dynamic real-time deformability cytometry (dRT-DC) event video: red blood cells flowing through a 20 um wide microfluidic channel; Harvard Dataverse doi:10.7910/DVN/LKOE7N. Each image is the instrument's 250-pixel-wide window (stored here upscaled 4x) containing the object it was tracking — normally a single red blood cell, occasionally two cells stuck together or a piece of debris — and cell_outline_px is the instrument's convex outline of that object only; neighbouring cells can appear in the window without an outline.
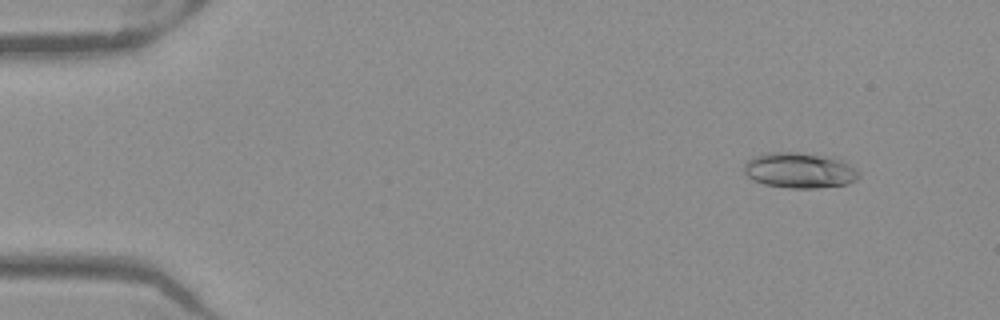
{"species": "Egyptian fruit bat (a non-hibernating species)", "species_latin": "Rousettus aegyptiacus", "temperature_condition": "warm", "stored_images_in_passage": 51, "camera_frame_rate_fps": 3000, "um_per_image_px": 0.085, "frame": {"image": 1, "passage_image": 5, "time_ms": 1.333, "image_size_px": [1000, 320], "cell_outline_px": [[860, 176], [856, 180], [848, 184], [816, 188], [788, 188], [764, 184], [752, 180], [744, 172], [744, 164], [752, 156], [764, 152], [796, 152], [828, 156], [844, 160], [856, 168], [860, 172]], "centroid_in_image_um": [67.97, 14.47], "position_along_channel_um": 17.0, "area_um2": 24.16}}
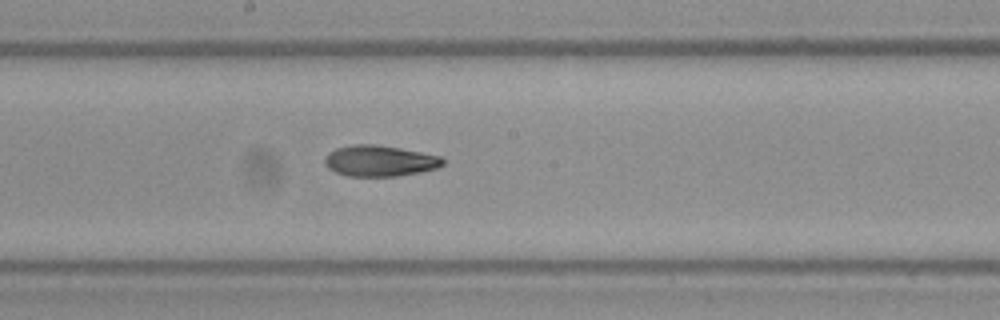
{"frame": {"image": 2, "passage_image": 28, "time_ms": 9.0, "image_size_px": [1000, 320], "cell_outline_px": [[444, 164], [436, 168], [420, 172], [396, 176], [348, 176], [336, 172], [328, 168], [324, 164], [324, 160], [328, 152], [336, 148], [352, 144], [376, 144], [400, 148], [440, 156], [444, 160]], "centroid_in_image_um": [32.24, 13.67], "position_along_channel_um": 216.0, "area_um2": 21.33}}
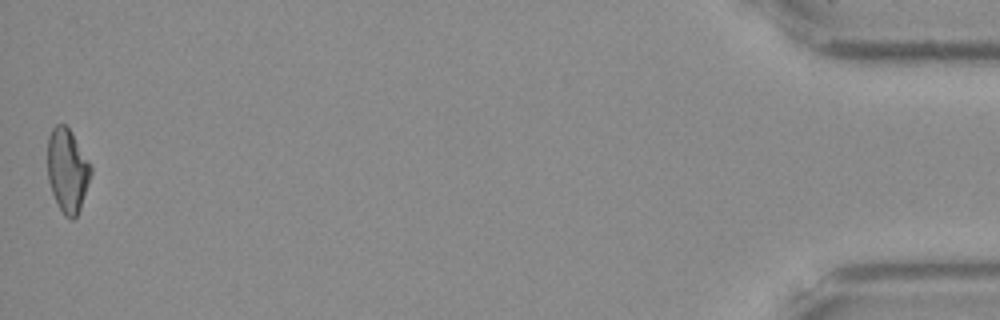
{"frame": {"image": 3, "passage_image": 51, "time_ms": 16.667, "image_size_px": [1000, 320], "cell_outline_px": [[92, 172], [80, 208], [76, 216], [72, 220], [64, 216], [52, 192], [48, 180], [48, 136], [52, 128], [56, 124], [64, 124], [72, 132], [88, 160], [92, 168]], "centroid_in_image_um": [5.73, 14.47], "position_along_channel_um": 429.5, "area_um2": 20.92}, "authors_computed_cell_mechanics": {"area_um2": 21.6172, "velocity_mm_per_s": 3.9949, "shape_relaxation_time_tau1_ms": 5.5014, "shape_relaxation_time_tau2_ms": 4.8049, "deformation_change_tau1": 0.1995, "deformation_change_tau2": 0.114}}